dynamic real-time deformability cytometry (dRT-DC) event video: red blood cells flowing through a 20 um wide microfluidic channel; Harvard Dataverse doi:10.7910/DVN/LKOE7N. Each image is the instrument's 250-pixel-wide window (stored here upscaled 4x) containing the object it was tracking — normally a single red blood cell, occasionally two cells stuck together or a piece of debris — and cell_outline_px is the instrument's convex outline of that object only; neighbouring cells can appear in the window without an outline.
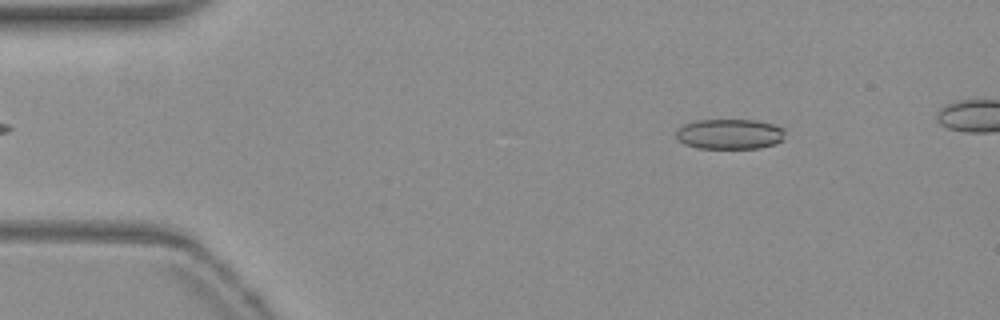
{"species": "common noctule bat (a hibernating species)", "species_latin": "Nyctalus noctula", "temperature_condition": "warm", "stored_images_in_passage": 18, "camera_frame_rate_fps": 3000, "um_per_image_px": 0.085, "animal": {"sex": "female", "body_mass_g": 19.3, "forearm_length_mm": 54.1}, "frame": {"image": 1, "passage_image": 7, "time_ms": 2.0, "image_size_px": [1000, 320], "cell_outline_px": [[784, 132], [780, 140], [776, 144], [760, 148], [700, 148], [684, 144], [676, 136], [676, 132], [684, 124], [696, 120], [752, 120], [772, 124], [784, 128]], "centroid_in_image_um": [62.01, 11.39], "position_along_channel_um": 23.0, "area_um2": 18.96}}
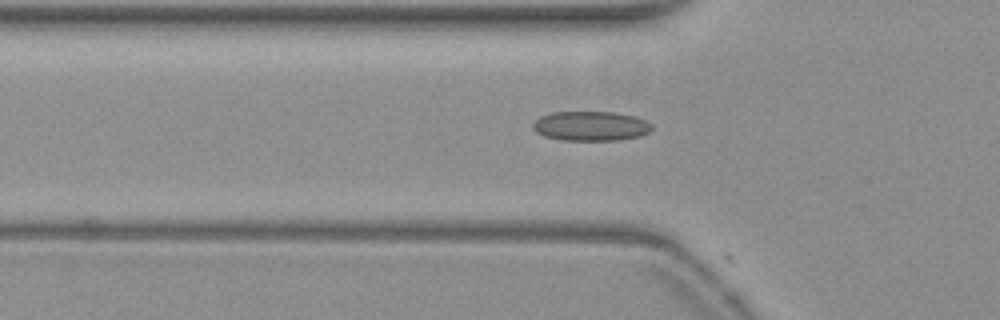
{"frame": {"image": 2, "passage_image": 17, "time_ms": 5.333, "image_size_px": [1000, 320], "cell_outline_px": [[652, 128], [648, 132], [640, 136], [620, 140], [560, 140], [544, 136], [536, 132], [532, 128], [532, 124], [540, 116], [552, 112], [612, 112], [636, 116], [652, 124]], "centroid_in_image_um": [50.2, 10.71], "position_along_channel_um": 75.6, "area_um2": 20.58}}